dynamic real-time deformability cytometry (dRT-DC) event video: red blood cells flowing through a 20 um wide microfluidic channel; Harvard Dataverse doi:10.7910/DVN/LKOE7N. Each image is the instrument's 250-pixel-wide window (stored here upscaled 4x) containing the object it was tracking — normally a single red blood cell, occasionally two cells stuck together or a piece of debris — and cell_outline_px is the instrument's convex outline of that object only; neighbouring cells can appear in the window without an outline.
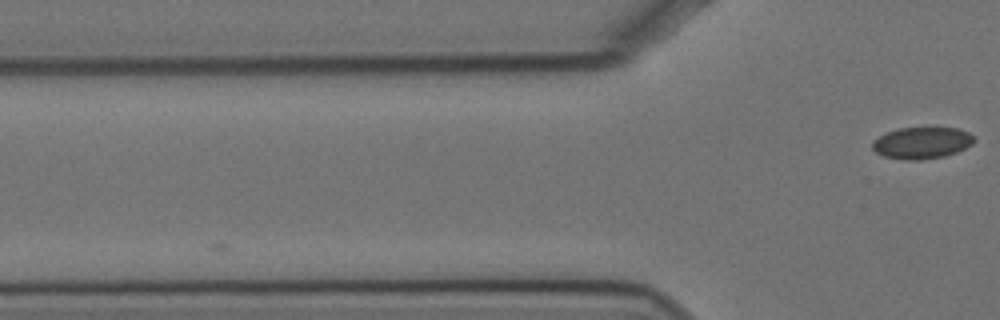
{"species": "Egyptian fruit bat (a non-hibernating species)", "species_latin": "Rousettus aegyptiacus", "temperature_condition": "cold", "stored_images_in_passage": 6, "camera_frame_rate_fps": 3000, "um_per_image_px": 0.085, "animal": {"sex": "female"}, "frame": {"image": 1, "passage_image": 6, "time_ms": 1.667, "image_size_px": [1000, 320], "cell_outline_px": [[976, 140], [972, 144], [956, 152], [944, 156], [920, 160], [904, 160], [884, 156], [876, 152], [872, 148], [872, 140], [888, 132], [900, 128], [956, 128], [968, 132], [976, 136]], "centroid_in_image_um": [78.37, 12.15], "position_along_channel_um": 47.4, "area_um2": 18.73}}